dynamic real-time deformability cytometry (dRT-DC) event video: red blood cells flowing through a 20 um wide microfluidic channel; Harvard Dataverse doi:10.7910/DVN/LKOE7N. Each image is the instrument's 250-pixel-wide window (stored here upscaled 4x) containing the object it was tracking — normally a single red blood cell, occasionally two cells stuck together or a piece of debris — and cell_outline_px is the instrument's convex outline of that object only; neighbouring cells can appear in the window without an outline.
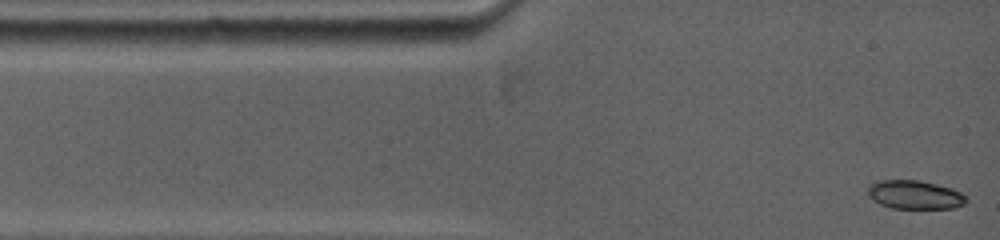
{"species": "common noctule bat (a hibernating species)", "species_latin": "Nyctalus noctula", "temperature_condition": "warm", "stored_images_in_passage": 46, "camera_frame_rate_fps": 5000, "um_per_image_px": 0.085, "animal": {"sex": "female", "body_mass_g": 19.0, "forearm_length_mm": 53.3}, "frame": {"image": 1, "passage_image": 1, "time_ms": 0.0, "image_size_px": [1000, 240], "cell_outline_px": [[968, 200], [964, 204], [952, 208], [892, 208], [880, 204], [872, 200], [868, 196], [868, 188], [872, 184], [884, 180], [916, 180], [948, 188], [960, 192]], "centroid_in_image_um": [77.72, 16.57], "position_along_channel_um": 7.3, "area_um2": 16.01}}
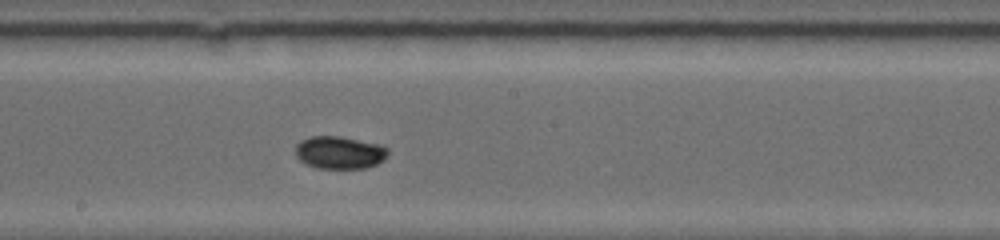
{"frame": {"image": 2, "passage_image": 20, "time_ms": 6.6, "image_size_px": [1000, 240], "cell_outline_px": [[388, 156], [384, 160], [376, 164], [364, 168], [316, 168], [304, 164], [296, 156], [296, 144], [300, 140], [312, 136], [340, 136], [380, 144], [388, 148]], "centroid_in_image_um": [28.86, 12.96], "position_along_channel_um": 219.3, "area_um2": 17.74}}
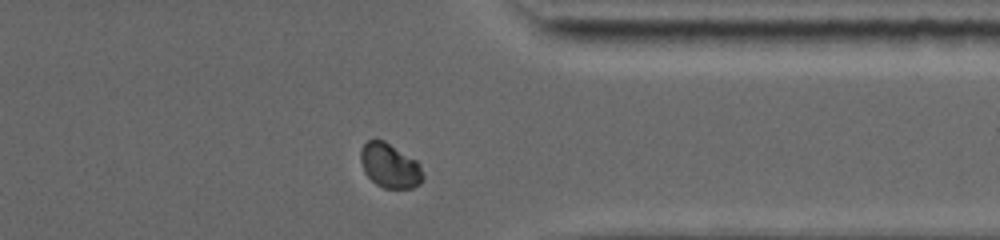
{"frame": {"image": 3, "passage_image": 40, "time_ms": 10.8, "image_size_px": [1000, 240], "cell_outline_px": [[424, 180], [420, 184], [412, 188], [384, 188], [376, 184], [364, 172], [360, 160], [360, 152], [364, 144], [368, 140], [384, 140], [416, 160], [420, 164], [424, 176]], "centroid_in_image_um": [33.15, 14.09], "position_along_channel_um": 378.2, "area_um2": 16.18}}